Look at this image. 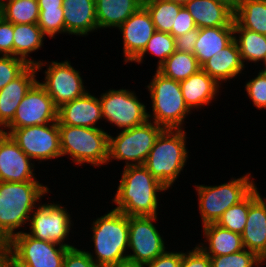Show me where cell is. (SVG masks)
I'll list each match as a JSON object with an SVG mask.
<instances>
[{"instance_id": "obj_36", "label": "cell", "mask_w": 266, "mask_h": 267, "mask_svg": "<svg viewBox=\"0 0 266 267\" xmlns=\"http://www.w3.org/2000/svg\"><path fill=\"white\" fill-rule=\"evenodd\" d=\"M209 258L211 267H253L255 263L258 267L262 263V259L256 253L245 248L236 253Z\"/></svg>"}, {"instance_id": "obj_46", "label": "cell", "mask_w": 266, "mask_h": 267, "mask_svg": "<svg viewBox=\"0 0 266 267\" xmlns=\"http://www.w3.org/2000/svg\"><path fill=\"white\" fill-rule=\"evenodd\" d=\"M39 9H59L63 7V0H38Z\"/></svg>"}, {"instance_id": "obj_54", "label": "cell", "mask_w": 266, "mask_h": 267, "mask_svg": "<svg viewBox=\"0 0 266 267\" xmlns=\"http://www.w3.org/2000/svg\"><path fill=\"white\" fill-rule=\"evenodd\" d=\"M3 18L2 3H0V20Z\"/></svg>"}, {"instance_id": "obj_44", "label": "cell", "mask_w": 266, "mask_h": 267, "mask_svg": "<svg viewBox=\"0 0 266 267\" xmlns=\"http://www.w3.org/2000/svg\"><path fill=\"white\" fill-rule=\"evenodd\" d=\"M199 28L188 31L184 35L175 38V50L182 53L194 54V48L198 39Z\"/></svg>"}, {"instance_id": "obj_19", "label": "cell", "mask_w": 266, "mask_h": 267, "mask_svg": "<svg viewBox=\"0 0 266 267\" xmlns=\"http://www.w3.org/2000/svg\"><path fill=\"white\" fill-rule=\"evenodd\" d=\"M101 118V103L88 92L58 108V121L63 125L98 128L95 124Z\"/></svg>"}, {"instance_id": "obj_28", "label": "cell", "mask_w": 266, "mask_h": 267, "mask_svg": "<svg viewBox=\"0 0 266 267\" xmlns=\"http://www.w3.org/2000/svg\"><path fill=\"white\" fill-rule=\"evenodd\" d=\"M13 29V56H17V58L24 60L29 65L36 66L37 70L41 69L43 63L26 58L30 52L42 46V40L45 35L38 24H13Z\"/></svg>"}, {"instance_id": "obj_20", "label": "cell", "mask_w": 266, "mask_h": 267, "mask_svg": "<svg viewBox=\"0 0 266 267\" xmlns=\"http://www.w3.org/2000/svg\"><path fill=\"white\" fill-rule=\"evenodd\" d=\"M37 68L29 65L17 78L0 90V122L7 126L15 116L24 96L37 82Z\"/></svg>"}, {"instance_id": "obj_10", "label": "cell", "mask_w": 266, "mask_h": 267, "mask_svg": "<svg viewBox=\"0 0 266 267\" xmlns=\"http://www.w3.org/2000/svg\"><path fill=\"white\" fill-rule=\"evenodd\" d=\"M99 101L102 117L124 130L145 123L151 116L136 95L126 89L110 90Z\"/></svg>"}, {"instance_id": "obj_11", "label": "cell", "mask_w": 266, "mask_h": 267, "mask_svg": "<svg viewBox=\"0 0 266 267\" xmlns=\"http://www.w3.org/2000/svg\"><path fill=\"white\" fill-rule=\"evenodd\" d=\"M9 135L31 159L46 160L62 156L58 121L44 126L13 129Z\"/></svg>"}, {"instance_id": "obj_17", "label": "cell", "mask_w": 266, "mask_h": 267, "mask_svg": "<svg viewBox=\"0 0 266 267\" xmlns=\"http://www.w3.org/2000/svg\"><path fill=\"white\" fill-rule=\"evenodd\" d=\"M119 30L123 35L126 62H132L144 50L156 31L151 16L143 5L119 27Z\"/></svg>"}, {"instance_id": "obj_55", "label": "cell", "mask_w": 266, "mask_h": 267, "mask_svg": "<svg viewBox=\"0 0 266 267\" xmlns=\"http://www.w3.org/2000/svg\"><path fill=\"white\" fill-rule=\"evenodd\" d=\"M264 65H265V68H264L263 71H266V57H265V59H264Z\"/></svg>"}, {"instance_id": "obj_45", "label": "cell", "mask_w": 266, "mask_h": 267, "mask_svg": "<svg viewBox=\"0 0 266 267\" xmlns=\"http://www.w3.org/2000/svg\"><path fill=\"white\" fill-rule=\"evenodd\" d=\"M182 260V253L180 252H164L153 261L145 263L148 267H180Z\"/></svg>"}, {"instance_id": "obj_27", "label": "cell", "mask_w": 266, "mask_h": 267, "mask_svg": "<svg viewBox=\"0 0 266 267\" xmlns=\"http://www.w3.org/2000/svg\"><path fill=\"white\" fill-rule=\"evenodd\" d=\"M209 249L198 246L208 256H221L239 252L244 249L241 234L222 228L216 223L203 226Z\"/></svg>"}, {"instance_id": "obj_41", "label": "cell", "mask_w": 266, "mask_h": 267, "mask_svg": "<svg viewBox=\"0 0 266 267\" xmlns=\"http://www.w3.org/2000/svg\"><path fill=\"white\" fill-rule=\"evenodd\" d=\"M14 29L11 22L0 20V54L13 56Z\"/></svg>"}, {"instance_id": "obj_42", "label": "cell", "mask_w": 266, "mask_h": 267, "mask_svg": "<svg viewBox=\"0 0 266 267\" xmlns=\"http://www.w3.org/2000/svg\"><path fill=\"white\" fill-rule=\"evenodd\" d=\"M195 28H197V26L194 22V19L183 6L179 11L178 16L176 17L175 28H172L170 34L174 38H176L178 36L184 35L188 31H191Z\"/></svg>"}, {"instance_id": "obj_8", "label": "cell", "mask_w": 266, "mask_h": 267, "mask_svg": "<svg viewBox=\"0 0 266 267\" xmlns=\"http://www.w3.org/2000/svg\"><path fill=\"white\" fill-rule=\"evenodd\" d=\"M163 130L162 126L147 120L131 129H123L116 138L109 135L108 162L114 158L127 160L125 167L144 165L157 137Z\"/></svg>"}, {"instance_id": "obj_7", "label": "cell", "mask_w": 266, "mask_h": 267, "mask_svg": "<svg viewBox=\"0 0 266 267\" xmlns=\"http://www.w3.org/2000/svg\"><path fill=\"white\" fill-rule=\"evenodd\" d=\"M249 176L250 173L219 186H196L203 226L216 223L229 207L242 201L256 187Z\"/></svg>"}, {"instance_id": "obj_26", "label": "cell", "mask_w": 266, "mask_h": 267, "mask_svg": "<svg viewBox=\"0 0 266 267\" xmlns=\"http://www.w3.org/2000/svg\"><path fill=\"white\" fill-rule=\"evenodd\" d=\"M143 5V0H95L98 28H119Z\"/></svg>"}, {"instance_id": "obj_6", "label": "cell", "mask_w": 266, "mask_h": 267, "mask_svg": "<svg viewBox=\"0 0 266 267\" xmlns=\"http://www.w3.org/2000/svg\"><path fill=\"white\" fill-rule=\"evenodd\" d=\"M147 87L152 98L153 123L164 129H181L190 109L185 104L180 82L156 70L152 82Z\"/></svg>"}, {"instance_id": "obj_18", "label": "cell", "mask_w": 266, "mask_h": 267, "mask_svg": "<svg viewBox=\"0 0 266 267\" xmlns=\"http://www.w3.org/2000/svg\"><path fill=\"white\" fill-rule=\"evenodd\" d=\"M30 159L8 134L0 144V181H37Z\"/></svg>"}, {"instance_id": "obj_2", "label": "cell", "mask_w": 266, "mask_h": 267, "mask_svg": "<svg viewBox=\"0 0 266 267\" xmlns=\"http://www.w3.org/2000/svg\"><path fill=\"white\" fill-rule=\"evenodd\" d=\"M48 190L37 181H0V243L7 244L15 236L14 230L29 222V213Z\"/></svg>"}, {"instance_id": "obj_32", "label": "cell", "mask_w": 266, "mask_h": 267, "mask_svg": "<svg viewBox=\"0 0 266 267\" xmlns=\"http://www.w3.org/2000/svg\"><path fill=\"white\" fill-rule=\"evenodd\" d=\"M234 33H240L239 39L235 36V40L243 63V60L264 61L266 57V35L242 28L235 20Z\"/></svg>"}, {"instance_id": "obj_35", "label": "cell", "mask_w": 266, "mask_h": 267, "mask_svg": "<svg viewBox=\"0 0 266 267\" xmlns=\"http://www.w3.org/2000/svg\"><path fill=\"white\" fill-rule=\"evenodd\" d=\"M249 212V194L239 203L229 207L216 222L222 228L242 234Z\"/></svg>"}, {"instance_id": "obj_9", "label": "cell", "mask_w": 266, "mask_h": 267, "mask_svg": "<svg viewBox=\"0 0 266 267\" xmlns=\"http://www.w3.org/2000/svg\"><path fill=\"white\" fill-rule=\"evenodd\" d=\"M36 239L28 233L16 232L6 244L8 254L25 267H63L66 246Z\"/></svg>"}, {"instance_id": "obj_30", "label": "cell", "mask_w": 266, "mask_h": 267, "mask_svg": "<svg viewBox=\"0 0 266 267\" xmlns=\"http://www.w3.org/2000/svg\"><path fill=\"white\" fill-rule=\"evenodd\" d=\"M200 69L201 65L194 54L177 51L157 68L164 76L179 82L197 73Z\"/></svg>"}, {"instance_id": "obj_15", "label": "cell", "mask_w": 266, "mask_h": 267, "mask_svg": "<svg viewBox=\"0 0 266 267\" xmlns=\"http://www.w3.org/2000/svg\"><path fill=\"white\" fill-rule=\"evenodd\" d=\"M45 74L46 82L40 84L57 108L87 93L79 72L68 61L52 62Z\"/></svg>"}, {"instance_id": "obj_23", "label": "cell", "mask_w": 266, "mask_h": 267, "mask_svg": "<svg viewBox=\"0 0 266 267\" xmlns=\"http://www.w3.org/2000/svg\"><path fill=\"white\" fill-rule=\"evenodd\" d=\"M243 68L244 64L235 39L201 65V69L218 83L220 80L226 81L234 78L241 73Z\"/></svg>"}, {"instance_id": "obj_12", "label": "cell", "mask_w": 266, "mask_h": 267, "mask_svg": "<svg viewBox=\"0 0 266 267\" xmlns=\"http://www.w3.org/2000/svg\"><path fill=\"white\" fill-rule=\"evenodd\" d=\"M58 121V108L45 88L37 81L17 107L12 121L6 126L8 134L15 128L44 126Z\"/></svg>"}, {"instance_id": "obj_25", "label": "cell", "mask_w": 266, "mask_h": 267, "mask_svg": "<svg viewBox=\"0 0 266 267\" xmlns=\"http://www.w3.org/2000/svg\"><path fill=\"white\" fill-rule=\"evenodd\" d=\"M234 26L199 28L194 55L202 65L219 51L228 46L234 39Z\"/></svg>"}, {"instance_id": "obj_50", "label": "cell", "mask_w": 266, "mask_h": 267, "mask_svg": "<svg viewBox=\"0 0 266 267\" xmlns=\"http://www.w3.org/2000/svg\"><path fill=\"white\" fill-rule=\"evenodd\" d=\"M0 267H13L12 257L8 254V257L0 264Z\"/></svg>"}, {"instance_id": "obj_16", "label": "cell", "mask_w": 266, "mask_h": 267, "mask_svg": "<svg viewBox=\"0 0 266 267\" xmlns=\"http://www.w3.org/2000/svg\"><path fill=\"white\" fill-rule=\"evenodd\" d=\"M241 237L245 249L266 260V202L256 187L249 193V212Z\"/></svg>"}, {"instance_id": "obj_1", "label": "cell", "mask_w": 266, "mask_h": 267, "mask_svg": "<svg viewBox=\"0 0 266 267\" xmlns=\"http://www.w3.org/2000/svg\"><path fill=\"white\" fill-rule=\"evenodd\" d=\"M167 188L144 165L124 167L114 202L127 216H157V192Z\"/></svg>"}, {"instance_id": "obj_3", "label": "cell", "mask_w": 266, "mask_h": 267, "mask_svg": "<svg viewBox=\"0 0 266 267\" xmlns=\"http://www.w3.org/2000/svg\"><path fill=\"white\" fill-rule=\"evenodd\" d=\"M185 132L164 129L157 137L144 166L167 189L174 183L187 160Z\"/></svg>"}, {"instance_id": "obj_31", "label": "cell", "mask_w": 266, "mask_h": 267, "mask_svg": "<svg viewBox=\"0 0 266 267\" xmlns=\"http://www.w3.org/2000/svg\"><path fill=\"white\" fill-rule=\"evenodd\" d=\"M143 6L149 12L155 30L170 33L175 28V20L181 4L167 0H144Z\"/></svg>"}, {"instance_id": "obj_48", "label": "cell", "mask_w": 266, "mask_h": 267, "mask_svg": "<svg viewBox=\"0 0 266 267\" xmlns=\"http://www.w3.org/2000/svg\"><path fill=\"white\" fill-rule=\"evenodd\" d=\"M108 267H145L144 264L138 263L129 259L119 261L116 264L110 265Z\"/></svg>"}, {"instance_id": "obj_37", "label": "cell", "mask_w": 266, "mask_h": 267, "mask_svg": "<svg viewBox=\"0 0 266 267\" xmlns=\"http://www.w3.org/2000/svg\"><path fill=\"white\" fill-rule=\"evenodd\" d=\"M38 26L42 33L53 38L56 33L65 32L64 27V10L59 9H39Z\"/></svg>"}, {"instance_id": "obj_13", "label": "cell", "mask_w": 266, "mask_h": 267, "mask_svg": "<svg viewBox=\"0 0 266 267\" xmlns=\"http://www.w3.org/2000/svg\"><path fill=\"white\" fill-rule=\"evenodd\" d=\"M157 216H129V248L133 254L127 259L148 263L165 252L164 241L153 221Z\"/></svg>"}, {"instance_id": "obj_21", "label": "cell", "mask_w": 266, "mask_h": 267, "mask_svg": "<svg viewBox=\"0 0 266 267\" xmlns=\"http://www.w3.org/2000/svg\"><path fill=\"white\" fill-rule=\"evenodd\" d=\"M184 7L197 28L234 26V13L216 0H189Z\"/></svg>"}, {"instance_id": "obj_5", "label": "cell", "mask_w": 266, "mask_h": 267, "mask_svg": "<svg viewBox=\"0 0 266 267\" xmlns=\"http://www.w3.org/2000/svg\"><path fill=\"white\" fill-rule=\"evenodd\" d=\"M62 156L68 154L73 161L95 166L108 162L109 134L101 128L63 125L58 121Z\"/></svg>"}, {"instance_id": "obj_4", "label": "cell", "mask_w": 266, "mask_h": 267, "mask_svg": "<svg viewBox=\"0 0 266 267\" xmlns=\"http://www.w3.org/2000/svg\"><path fill=\"white\" fill-rule=\"evenodd\" d=\"M93 242L96 258L92 260L100 267H108L127 259L124 254L129 248V216L113 209L108 214L93 221Z\"/></svg>"}, {"instance_id": "obj_39", "label": "cell", "mask_w": 266, "mask_h": 267, "mask_svg": "<svg viewBox=\"0 0 266 267\" xmlns=\"http://www.w3.org/2000/svg\"><path fill=\"white\" fill-rule=\"evenodd\" d=\"M245 88L257 108H266V71L259 72L257 77L246 83Z\"/></svg>"}, {"instance_id": "obj_14", "label": "cell", "mask_w": 266, "mask_h": 267, "mask_svg": "<svg viewBox=\"0 0 266 267\" xmlns=\"http://www.w3.org/2000/svg\"><path fill=\"white\" fill-rule=\"evenodd\" d=\"M70 219V215L60 204L41 205L30 217L31 232L28 234L39 240L72 248L74 246L63 244L70 231Z\"/></svg>"}, {"instance_id": "obj_52", "label": "cell", "mask_w": 266, "mask_h": 267, "mask_svg": "<svg viewBox=\"0 0 266 267\" xmlns=\"http://www.w3.org/2000/svg\"><path fill=\"white\" fill-rule=\"evenodd\" d=\"M167 1L175 2L184 6L189 0H167Z\"/></svg>"}, {"instance_id": "obj_51", "label": "cell", "mask_w": 266, "mask_h": 267, "mask_svg": "<svg viewBox=\"0 0 266 267\" xmlns=\"http://www.w3.org/2000/svg\"><path fill=\"white\" fill-rule=\"evenodd\" d=\"M0 125H1V127H5V128H6V126H5L3 123H1V122H0ZM7 135H8V132H6V131L0 129V144H1V142L5 139V137H6Z\"/></svg>"}, {"instance_id": "obj_34", "label": "cell", "mask_w": 266, "mask_h": 267, "mask_svg": "<svg viewBox=\"0 0 266 267\" xmlns=\"http://www.w3.org/2000/svg\"><path fill=\"white\" fill-rule=\"evenodd\" d=\"M147 51L160 57L159 68L176 51L175 38L170 33L155 31L144 50L133 61L141 63Z\"/></svg>"}, {"instance_id": "obj_38", "label": "cell", "mask_w": 266, "mask_h": 267, "mask_svg": "<svg viewBox=\"0 0 266 267\" xmlns=\"http://www.w3.org/2000/svg\"><path fill=\"white\" fill-rule=\"evenodd\" d=\"M29 64L14 56L0 57V90L17 78Z\"/></svg>"}, {"instance_id": "obj_33", "label": "cell", "mask_w": 266, "mask_h": 267, "mask_svg": "<svg viewBox=\"0 0 266 267\" xmlns=\"http://www.w3.org/2000/svg\"><path fill=\"white\" fill-rule=\"evenodd\" d=\"M3 19L12 24H37L38 0H8L2 4Z\"/></svg>"}, {"instance_id": "obj_29", "label": "cell", "mask_w": 266, "mask_h": 267, "mask_svg": "<svg viewBox=\"0 0 266 267\" xmlns=\"http://www.w3.org/2000/svg\"><path fill=\"white\" fill-rule=\"evenodd\" d=\"M234 20L242 28L266 35V0H242Z\"/></svg>"}, {"instance_id": "obj_22", "label": "cell", "mask_w": 266, "mask_h": 267, "mask_svg": "<svg viewBox=\"0 0 266 267\" xmlns=\"http://www.w3.org/2000/svg\"><path fill=\"white\" fill-rule=\"evenodd\" d=\"M65 32L86 35L97 30L95 0H63Z\"/></svg>"}, {"instance_id": "obj_43", "label": "cell", "mask_w": 266, "mask_h": 267, "mask_svg": "<svg viewBox=\"0 0 266 267\" xmlns=\"http://www.w3.org/2000/svg\"><path fill=\"white\" fill-rule=\"evenodd\" d=\"M187 254L182 253L180 267H211L209 256L204 253L198 246Z\"/></svg>"}, {"instance_id": "obj_24", "label": "cell", "mask_w": 266, "mask_h": 267, "mask_svg": "<svg viewBox=\"0 0 266 267\" xmlns=\"http://www.w3.org/2000/svg\"><path fill=\"white\" fill-rule=\"evenodd\" d=\"M180 85L185 104L190 110L208 104L216 96L219 87V83L202 69L180 81Z\"/></svg>"}, {"instance_id": "obj_47", "label": "cell", "mask_w": 266, "mask_h": 267, "mask_svg": "<svg viewBox=\"0 0 266 267\" xmlns=\"http://www.w3.org/2000/svg\"><path fill=\"white\" fill-rule=\"evenodd\" d=\"M221 4L225 5L228 9H230L233 13H235L239 6L241 5L242 0H216Z\"/></svg>"}, {"instance_id": "obj_40", "label": "cell", "mask_w": 266, "mask_h": 267, "mask_svg": "<svg viewBox=\"0 0 266 267\" xmlns=\"http://www.w3.org/2000/svg\"><path fill=\"white\" fill-rule=\"evenodd\" d=\"M63 267H100L89 255L75 247L68 248L64 257Z\"/></svg>"}, {"instance_id": "obj_49", "label": "cell", "mask_w": 266, "mask_h": 267, "mask_svg": "<svg viewBox=\"0 0 266 267\" xmlns=\"http://www.w3.org/2000/svg\"><path fill=\"white\" fill-rule=\"evenodd\" d=\"M8 257V249L6 244L0 243V264Z\"/></svg>"}, {"instance_id": "obj_53", "label": "cell", "mask_w": 266, "mask_h": 267, "mask_svg": "<svg viewBox=\"0 0 266 267\" xmlns=\"http://www.w3.org/2000/svg\"><path fill=\"white\" fill-rule=\"evenodd\" d=\"M12 265L13 267H25V266L18 264L13 258H12Z\"/></svg>"}]
</instances>
